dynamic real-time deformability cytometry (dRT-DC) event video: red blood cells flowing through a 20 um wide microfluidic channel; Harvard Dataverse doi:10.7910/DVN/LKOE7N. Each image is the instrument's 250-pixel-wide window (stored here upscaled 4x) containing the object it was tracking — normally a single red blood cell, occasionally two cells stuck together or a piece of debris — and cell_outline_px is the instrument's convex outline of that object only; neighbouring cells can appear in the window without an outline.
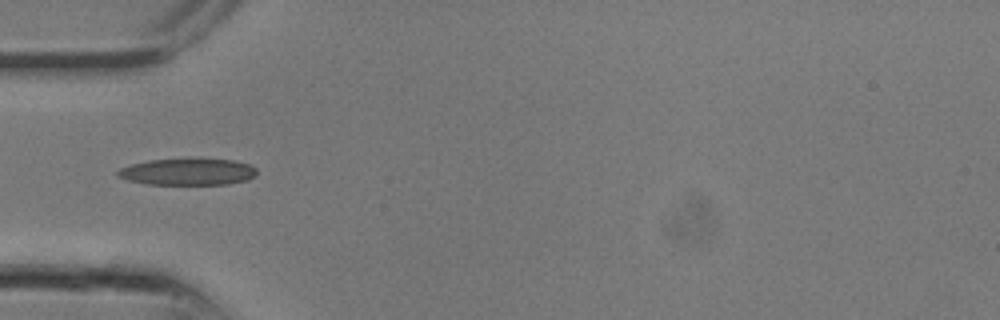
{"species": "common noctule bat (a hibernating species)", "species_latin": "Nyctalus noctula", "temperature_condition": "room temperature", "stored_images_in_passage": 3, "camera_frame_rate_fps": 3000, "um_per_image_px": 0.085, "animal": {"sex": "male", "body_mass_g": 13.3}, "frame": {"image": 1, "passage_image": 2, "time_ms": 0.333, "image_size_px": [1000, 320], "cell_outline_px": [[256, 176], [248, 180], [228, 184], [148, 184], [128, 180], [116, 176], [116, 172], [120, 168], [132, 164], [148, 160], [232, 160], [248, 164], [256, 168]], "centroid_in_image_um": [15.95, 14.62], "position_along_channel_um": 69.0, "area_um2": 21.21}}